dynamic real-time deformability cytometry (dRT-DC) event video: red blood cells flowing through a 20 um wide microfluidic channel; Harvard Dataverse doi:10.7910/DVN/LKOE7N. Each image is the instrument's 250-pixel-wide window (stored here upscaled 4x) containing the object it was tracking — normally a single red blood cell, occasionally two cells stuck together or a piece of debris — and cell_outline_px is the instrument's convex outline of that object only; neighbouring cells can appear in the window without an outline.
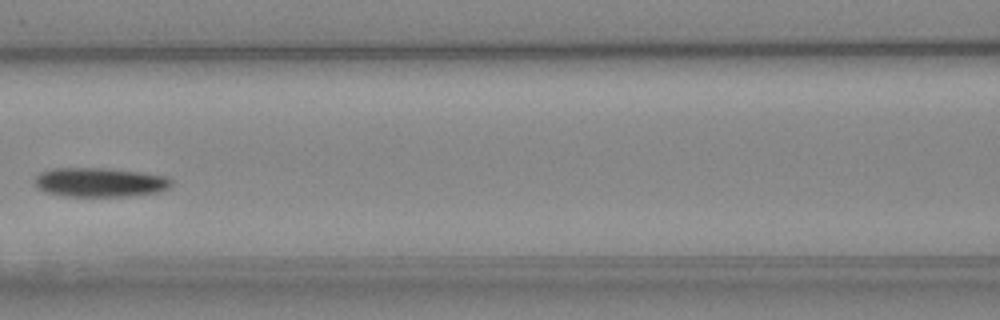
{"species": "Egyptian fruit bat (a non-hibernating species)", "species_latin": "Rousettus aegyptiacus", "temperature_condition": "cold", "stored_images_in_passage": 6, "camera_frame_rate_fps": 3000, "um_per_image_px": 0.085, "animal": {"sex": "female"}, "frame": {"image": 1, "passage_image": 5, "time_ms": 5.0, "image_size_px": [1000, 320], "cell_outline_px": [[172, 184], [168, 188], [160, 192], [132, 196], [64, 196], [44, 192], [36, 188], [32, 184], [36, 176], [40, 172], [52, 168], [104, 168], [140, 172], [168, 176], [172, 180]], "centroid_in_image_um": [8.46, 15.5], "position_along_channel_um": 158.1, "area_um2": 23.64}}
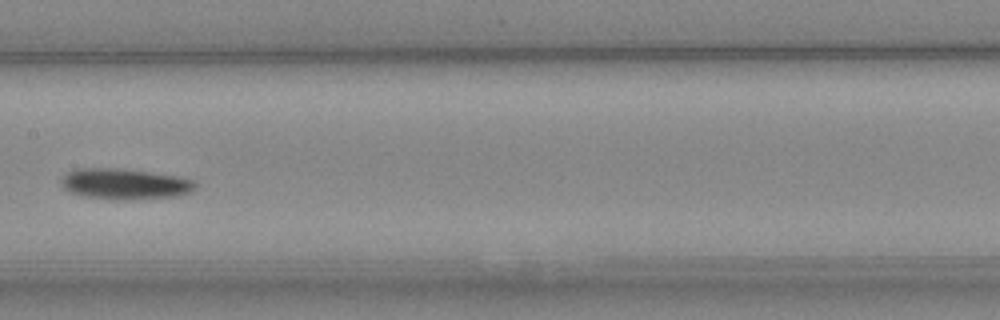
{"frame": {"image": 2, "passage_image": 6, "time_ms": 6.0, "image_size_px": [1000, 320], "cell_outline_px": [[196, 188], [192, 192], [176, 196], [124, 200], [116, 200], [80, 196], [68, 192], [60, 184], [60, 180], [68, 172], [76, 168], [120, 168], [176, 176], [192, 180], [196, 184]], "centroid_in_image_um": [10.55, 15.64], "position_along_channel_um": 196.8, "area_um2": 24.22}}